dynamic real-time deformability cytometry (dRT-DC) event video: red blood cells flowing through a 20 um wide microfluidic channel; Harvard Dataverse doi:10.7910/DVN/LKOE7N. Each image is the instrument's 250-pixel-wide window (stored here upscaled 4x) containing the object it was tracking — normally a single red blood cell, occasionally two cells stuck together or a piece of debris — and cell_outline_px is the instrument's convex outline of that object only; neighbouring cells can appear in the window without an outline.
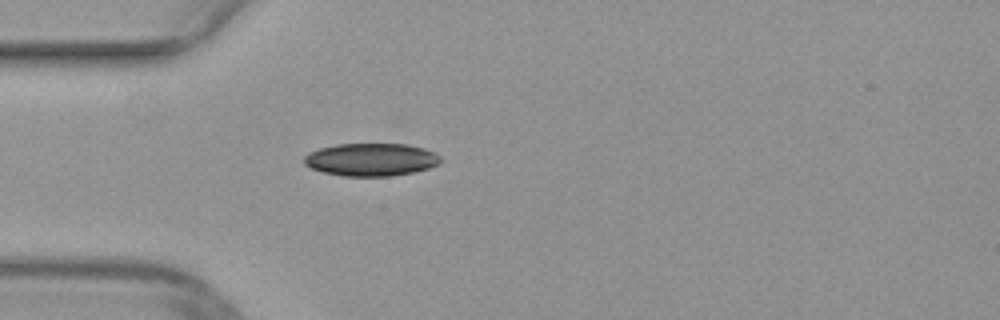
{"species": "common noctule bat (a hibernating species)", "species_latin": "Nyctalus noctula", "temperature_condition": "warm", "stored_images_in_passage": 37, "camera_frame_rate_fps": 3000, "um_per_image_px": 0.085, "animal": {"sex": "female", "body_mass_g": 29.2, "forearm_length_mm": 56.3}, "frame": {"image": 1, "passage_image": 1, "time_ms": 0.0, "image_size_px": [1000, 320], "cell_outline_px": [[444, 160], [440, 164], [428, 168], [412, 172], [388, 176], [344, 176], [324, 172], [312, 168], [304, 164], [304, 156], [308, 152], [320, 148], [336, 144], [408, 144], [424, 148], [440, 156]], "centroid_in_image_um": [31.55, 13.56], "position_along_channel_um": 53.4, "area_um2": 26.07}}
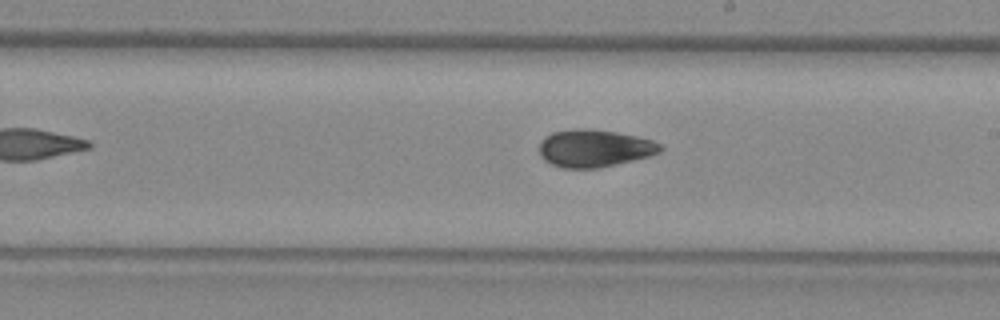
{"frame": {"image": 2, "passage_image": 15, "time_ms": 4.667, "image_size_px": [1000, 320], "cell_outline_px": [[664, 148], [660, 152], [648, 156], [632, 160], [596, 168], [560, 168], [544, 160], [540, 152], [540, 144], [544, 136], [552, 132], [576, 128], [584, 128], [616, 132], [636, 136], [652, 140], [660, 144]], "centroid_in_image_um": [50.5, 12.59], "position_along_channel_um": 238.5, "area_um2": 26.24}}
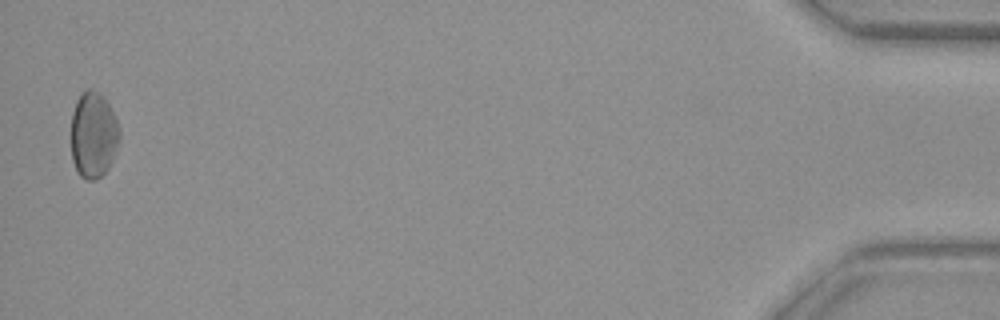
{"frame": {"image": 3, "passage_image": 36, "time_ms": 11.667, "image_size_px": [1000, 320], "cell_outline_px": [[120, 140], [112, 160], [108, 168], [96, 180], [88, 180], [80, 176], [72, 160], [72, 112], [76, 100], [88, 88], [104, 96], [120, 128]], "centroid_in_image_um": [7.95, 11.48], "position_along_channel_um": 427.3, "area_um2": 24.1}}